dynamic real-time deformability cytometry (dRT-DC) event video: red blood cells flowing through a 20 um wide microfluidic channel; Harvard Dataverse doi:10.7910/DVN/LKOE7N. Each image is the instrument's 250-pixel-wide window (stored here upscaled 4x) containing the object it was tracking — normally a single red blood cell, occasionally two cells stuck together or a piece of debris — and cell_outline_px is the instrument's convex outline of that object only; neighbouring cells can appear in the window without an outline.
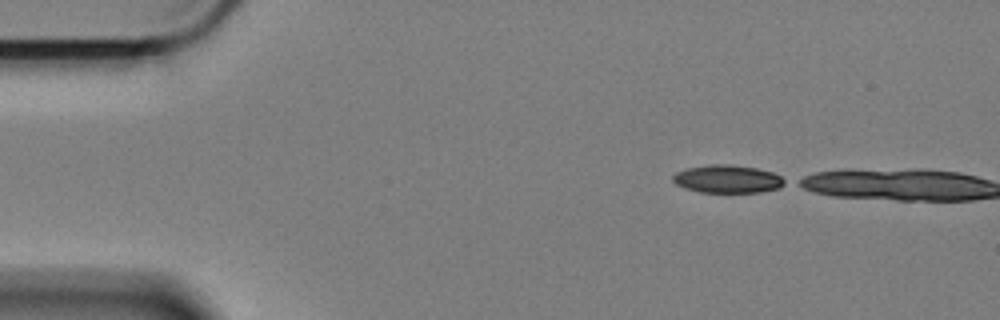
{"species": "Egyptian fruit bat (a non-hibernating species)", "species_latin": "Rousettus aegyptiacus", "temperature_condition": "cold", "stored_images_in_passage": 3, "camera_frame_rate_fps": 3000, "um_per_image_px": 0.085, "animal": {"sex": "female"}, "frame": {"image": 1, "passage_image": 1, "time_ms": 0.0, "image_size_px": [1000, 320], "cell_outline_px": [[788, 184], [780, 188], [760, 192], [700, 192], [684, 188], [676, 184], [672, 180], [672, 176], [676, 172], [688, 168], [712, 164], [728, 164], [756, 168], [772, 172], [788, 180]], "centroid_in_image_um": [61.88, 15.22], "position_along_channel_um": 23.1, "area_um2": 18.32}}